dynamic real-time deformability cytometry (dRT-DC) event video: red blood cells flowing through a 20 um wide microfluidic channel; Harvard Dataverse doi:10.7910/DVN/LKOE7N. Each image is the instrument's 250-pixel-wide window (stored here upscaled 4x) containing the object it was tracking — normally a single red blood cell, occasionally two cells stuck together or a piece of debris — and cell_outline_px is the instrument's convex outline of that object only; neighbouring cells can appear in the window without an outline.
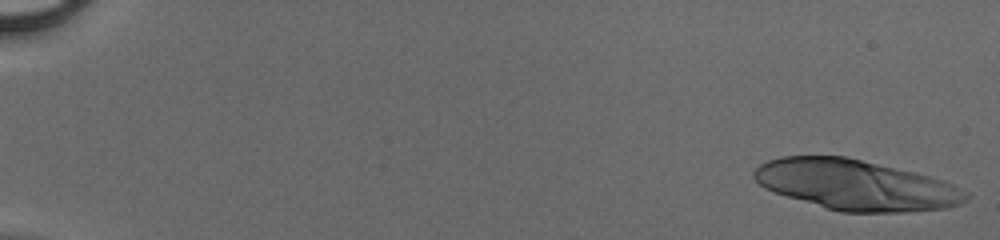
{"species": "human", "species_latin": "Homo sapiens", "temperature_condition": "cold", "stored_images_in_passage": 18, "camera_frame_rate_fps": 3000, "um_per_image_px": 0.085, "donor": {"sex": "male"}, "frame": {"image": 1, "passage_image": 1, "time_ms": 0.0, "image_size_px": [1000, 240], "cell_outline_px": [[968, 196], [964, 200], [956, 204], [944, 208], [904, 212], [840, 212], [788, 196], [764, 188], [752, 176], [752, 172], [760, 164], [768, 160], [780, 156], [844, 156], [912, 172], [928, 176], [952, 184], [968, 192]], "centroid_in_image_um": [72.7, 15.71], "position_along_channel_um": 12.3, "area_um2": 61.15}}